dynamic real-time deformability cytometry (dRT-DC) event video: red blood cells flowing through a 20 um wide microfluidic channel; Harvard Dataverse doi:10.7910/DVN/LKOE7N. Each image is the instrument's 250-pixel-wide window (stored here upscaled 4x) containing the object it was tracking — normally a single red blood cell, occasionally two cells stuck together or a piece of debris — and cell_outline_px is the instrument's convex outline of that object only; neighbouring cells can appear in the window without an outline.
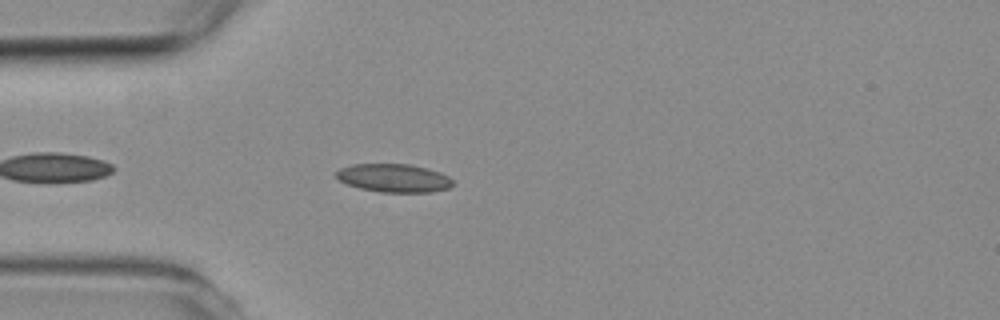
{"species": "common noctule bat (a hibernating species)", "species_latin": "Nyctalus noctula", "temperature_condition": "room temperature", "stored_images_in_passage": 4, "camera_frame_rate_fps": 3000, "um_per_image_px": 0.085, "animal": {"sex": "female", "body_mass_g": 19.3, "forearm_length_mm": 54.1}, "frame": {"image": 1, "passage_image": 4, "time_ms": 4.333, "image_size_px": [1000, 320], "cell_outline_px": [[452, 184], [448, 188], [428, 192], [380, 192], [360, 188], [348, 184], [340, 180], [336, 176], [336, 172], [340, 168], [352, 164], [412, 164], [428, 168], [440, 172], [448, 176], [452, 180]], "centroid_in_image_um": [33.47, 15.12], "position_along_channel_um": 51.5, "area_um2": 19.13}}